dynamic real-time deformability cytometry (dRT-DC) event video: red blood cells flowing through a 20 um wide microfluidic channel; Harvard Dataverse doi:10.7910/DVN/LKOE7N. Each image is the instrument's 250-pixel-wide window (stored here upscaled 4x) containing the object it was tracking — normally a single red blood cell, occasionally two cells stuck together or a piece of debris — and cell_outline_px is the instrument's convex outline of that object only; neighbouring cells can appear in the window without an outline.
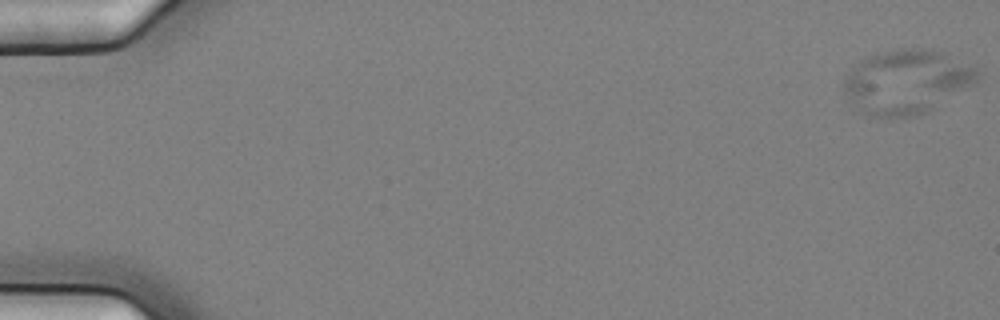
{"species": "common noctule bat (a hibernating species)", "species_latin": "Nyctalus noctula", "temperature_condition": "cold", "stored_images_in_passage": 57, "camera_frame_rate_fps": 3000, "um_per_image_px": 0.085, "animal": {"sex": "female", "body_mass_g": 25.1}, "frame": {"image": 1, "passage_image": 1, "time_ms": 0.0, "image_size_px": [1000, 320], "cell_outline_px": [[984, 72], [976, 84], [920, 116], [888, 120], [872, 116], [860, 112], [852, 104], [844, 92], [844, 80], [848, 72], [856, 64], [868, 56], [880, 52], [900, 48], [920, 48], [944, 52]], "centroid_in_image_um": [77.1, 6.99], "position_along_channel_um": 7.9, "area_um2": 50.92}}
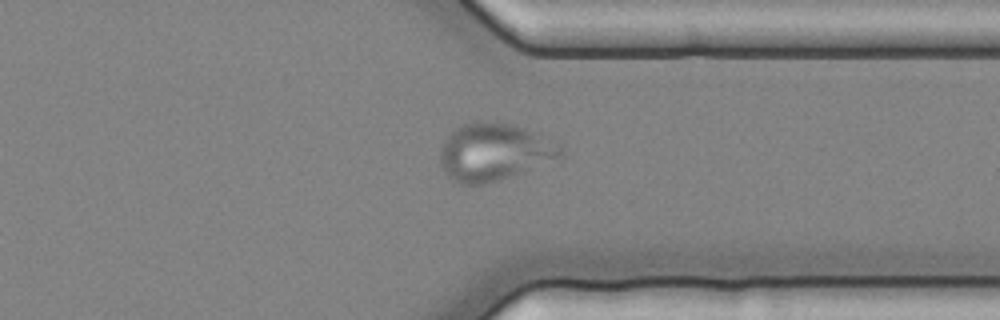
{"frame": {"image": 2, "passage_image": 45, "time_ms": 14.667, "image_size_px": [1000, 320], "cell_outline_px": [[564, 160], [496, 180], [480, 184], [460, 184], [448, 176], [440, 164], [440, 148], [448, 136], [456, 128], [472, 120], [484, 120], [512, 124], [524, 128], [564, 148]], "centroid_in_image_um": [42.04, 12.92], "position_along_channel_um": 369.4, "area_um2": 40.52}}
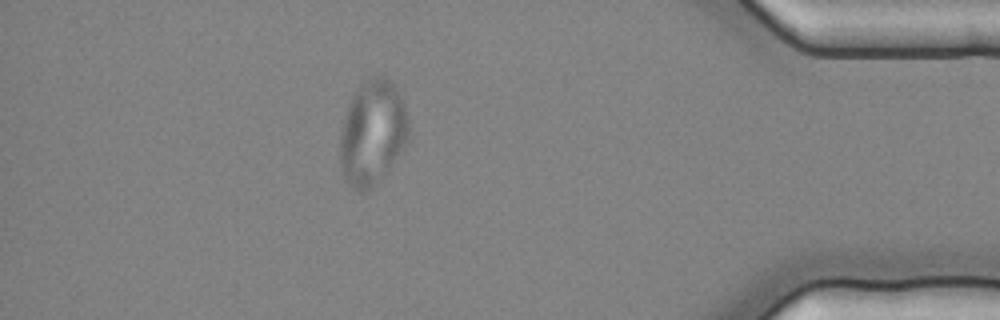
{"frame": {"image": 3, "passage_image": 51, "time_ms": 16.667, "image_size_px": [1000, 320], "cell_outline_px": [[408, 144], [388, 172], [368, 188], [360, 192], [356, 192], [344, 180], [340, 168], [340, 128], [352, 96], [360, 84], [368, 76], [384, 76], [396, 88], [404, 104], [408, 120]], "centroid_in_image_um": [31.65, 11.3], "position_along_channel_um": 403.6, "area_um2": 42.31}}